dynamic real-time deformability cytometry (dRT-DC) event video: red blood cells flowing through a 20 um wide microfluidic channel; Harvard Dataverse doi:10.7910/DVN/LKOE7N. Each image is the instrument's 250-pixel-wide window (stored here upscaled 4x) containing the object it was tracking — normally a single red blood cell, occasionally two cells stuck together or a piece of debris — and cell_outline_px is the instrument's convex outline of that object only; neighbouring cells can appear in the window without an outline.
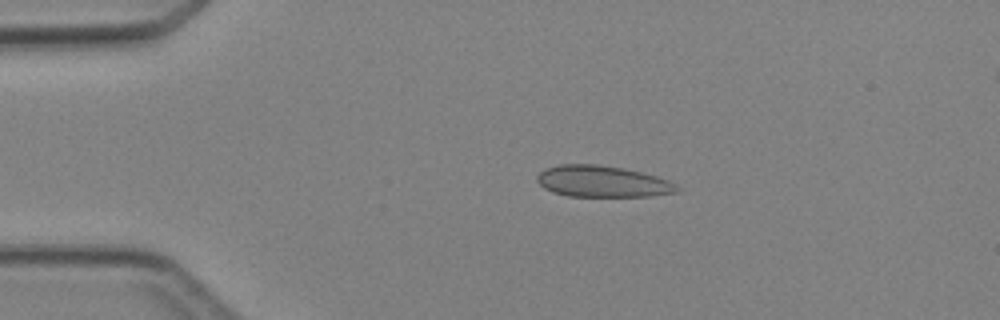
{"species": "Egyptian fruit bat (a non-hibernating species)", "species_latin": "Rousettus aegyptiacus", "temperature_condition": "cold", "stored_images_in_passage": 3, "camera_frame_rate_fps": 3000, "um_per_image_px": 0.085, "animal": {"sex": "female"}, "frame": {"image": 1, "passage_image": 2, "time_ms": 1.333, "image_size_px": [1000, 320], "cell_outline_px": [[680, 188], [676, 192], [648, 196], [568, 196], [552, 192], [544, 188], [536, 180], [536, 176], [544, 168], [560, 164], [596, 164], [624, 168], [656, 176], [668, 180], [676, 184]], "centroid_in_image_um": [51.17, 15.42], "position_along_channel_um": 33.8, "area_um2": 25.61}}